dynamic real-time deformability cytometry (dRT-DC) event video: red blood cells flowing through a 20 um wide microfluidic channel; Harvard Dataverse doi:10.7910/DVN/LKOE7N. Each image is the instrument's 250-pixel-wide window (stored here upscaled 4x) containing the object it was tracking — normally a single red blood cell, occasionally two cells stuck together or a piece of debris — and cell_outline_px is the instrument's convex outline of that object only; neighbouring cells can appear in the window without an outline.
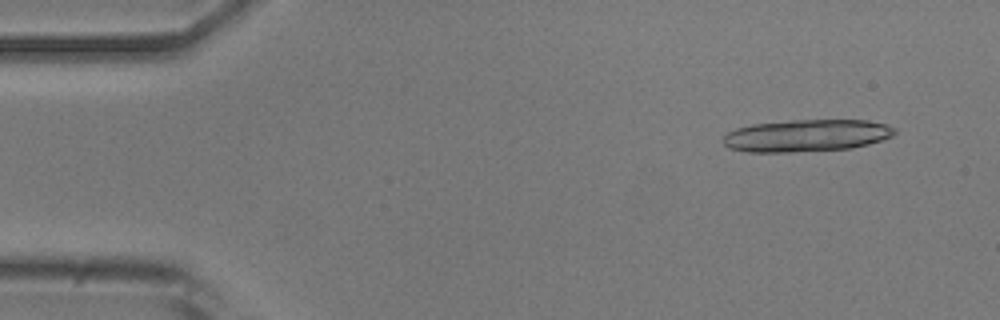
{"species": "common noctule bat (a hibernating species)", "species_latin": "Nyctalus noctula", "temperature_condition": "room temperature", "stored_images_in_passage": 17, "camera_frame_rate_fps": 3000, "um_per_image_px": 0.085, "animal": {"sex": "male", "body_mass_g": 20.5, "forearm_length_mm": 52.5}, "frame": {"image": 1, "passage_image": 4, "time_ms": 1.0, "image_size_px": [1000, 320], "cell_outline_px": [[896, 132], [892, 136], [868, 144], [852, 148], [792, 152], [748, 152], [728, 148], [724, 144], [724, 136], [728, 132], [736, 128], [752, 124], [792, 120], [868, 120], [884, 124], [896, 128]], "centroid_in_image_um": [68.54, 11.52], "position_along_channel_um": 16.5, "area_um2": 32.14}}